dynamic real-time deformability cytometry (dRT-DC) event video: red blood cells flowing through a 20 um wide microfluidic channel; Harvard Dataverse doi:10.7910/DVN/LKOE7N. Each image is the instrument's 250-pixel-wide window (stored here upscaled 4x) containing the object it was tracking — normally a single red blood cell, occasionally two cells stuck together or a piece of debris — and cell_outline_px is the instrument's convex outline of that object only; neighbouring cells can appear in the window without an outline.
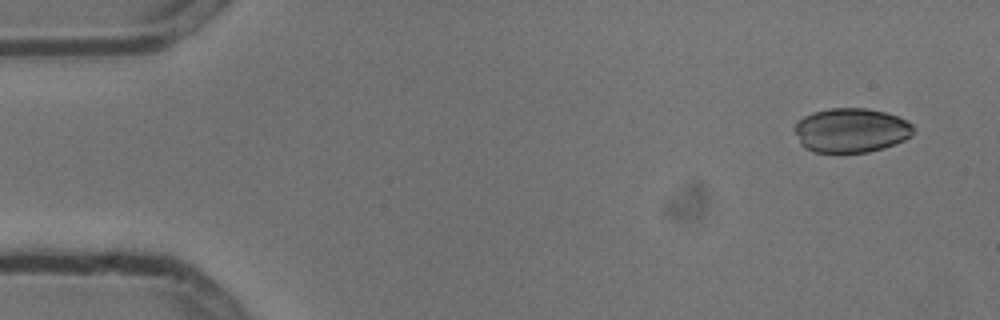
{"species": "common noctule bat (a hibernating species)", "species_latin": "Nyctalus noctula", "temperature_condition": "cold", "stored_images_in_passage": 5, "camera_frame_rate_fps": 3000, "um_per_image_px": 0.085, "animal": {"sex": "male", "body_mass_g": 13.3}, "frame": {"image": 1, "passage_image": 1, "time_ms": 0.0, "image_size_px": [1000, 320], "cell_outline_px": [[912, 136], [904, 140], [884, 148], [868, 152], [812, 152], [804, 148], [800, 144], [792, 128], [804, 116], [812, 112], [832, 108], [868, 108], [884, 112], [896, 116], [912, 124]], "centroid_in_image_um": [72.3, 11.08], "position_along_channel_um": 12.7, "area_um2": 30.75}}
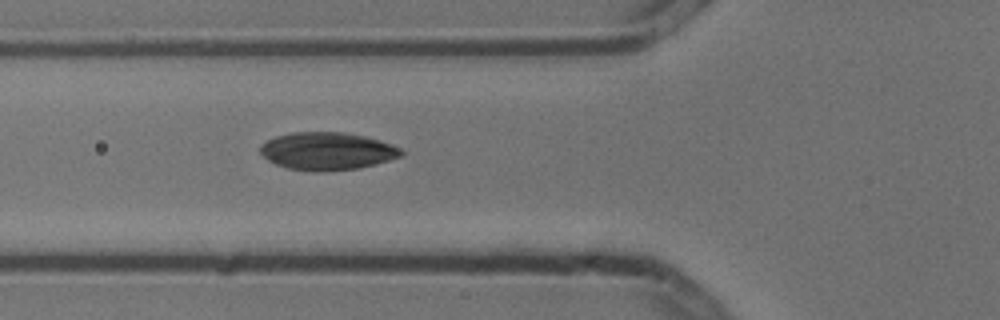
{"frame": {"image": 2, "passage_image": 5, "time_ms": 1.333, "image_size_px": [1000, 320], "cell_outline_px": [[404, 152], [400, 156], [376, 164], [356, 168], [320, 172], [288, 168], [276, 164], [268, 160], [260, 152], [260, 144], [276, 136], [292, 132], [344, 132], [364, 136], [380, 140], [400, 148]], "centroid_in_image_um": [27.79, 12.84], "position_along_channel_um": 98.0, "area_um2": 30.75}}